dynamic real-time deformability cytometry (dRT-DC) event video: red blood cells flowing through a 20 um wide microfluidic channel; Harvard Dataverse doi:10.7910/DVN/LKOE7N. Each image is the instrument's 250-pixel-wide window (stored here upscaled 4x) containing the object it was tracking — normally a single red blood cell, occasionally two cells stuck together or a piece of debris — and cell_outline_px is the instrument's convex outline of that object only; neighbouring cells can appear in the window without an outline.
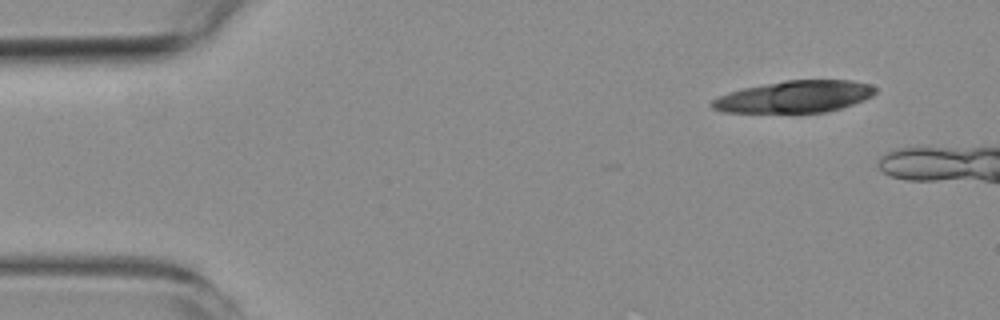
{"species": "common noctule bat (a hibernating species)", "species_latin": "Nyctalus noctula", "temperature_condition": "room temperature", "stored_images_in_passage": 3, "camera_frame_rate_fps": 3000, "um_per_image_px": 0.085, "animal": {"sex": "female", "body_mass_g": 19.3, "forearm_length_mm": 54.1}, "frame": {"image": 1, "passage_image": 1, "time_ms": 0.0, "image_size_px": [1000, 320], "cell_outline_px": [[876, 92], [872, 96], [864, 100], [840, 108], [824, 112], [724, 112], [712, 108], [708, 104], [712, 100], [728, 92], [744, 88], [784, 80], [852, 80], [868, 84], [876, 88]], "centroid_in_image_um": [67.53, 8.21], "position_along_channel_um": 17.5, "area_um2": 30.17}}